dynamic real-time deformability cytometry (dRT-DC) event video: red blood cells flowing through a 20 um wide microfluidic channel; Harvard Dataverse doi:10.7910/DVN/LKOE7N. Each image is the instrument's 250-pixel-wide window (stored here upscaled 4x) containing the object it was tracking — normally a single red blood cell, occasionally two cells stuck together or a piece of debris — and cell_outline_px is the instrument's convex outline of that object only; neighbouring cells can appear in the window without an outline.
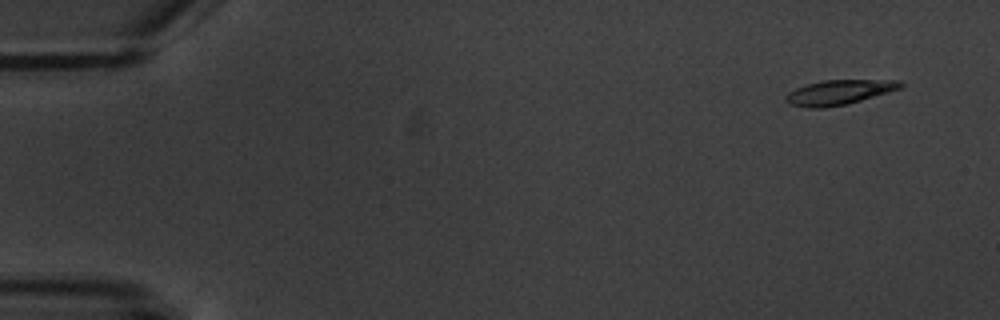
{"species": "common noctule bat (a hibernating species)", "species_latin": "Nyctalus noctula", "temperature_condition": "warm", "stored_images_in_passage": 4, "camera_frame_rate_fps": 3000, "um_per_image_px": 0.085, "animal": {"sex": "male", "body_mass_g": 20.1, "forearm_length_mm": 53.5}, "frame": {"image": 1, "passage_image": 1, "time_ms": 0.0, "image_size_px": [1000, 320], "cell_outline_px": [[904, 84], [900, 88], [888, 92], [848, 104], [820, 108], [808, 108], [788, 104], [784, 100], [784, 96], [788, 92], [796, 88], [808, 84], [824, 80], [900, 80]], "centroid_in_image_um": [71.28, 7.85], "position_along_channel_um": 13.7, "area_um2": 16.53}}
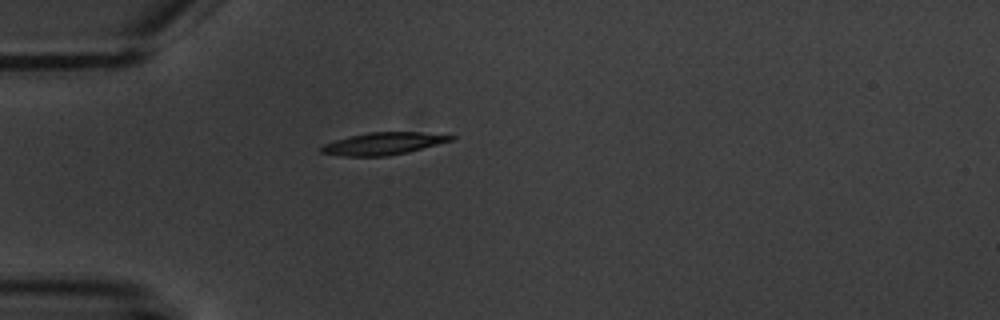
{"frame": {"image": 2, "passage_image": 4, "time_ms": 4.333, "image_size_px": [1000, 320], "cell_outline_px": [[456, 136], [452, 140], [408, 152], [388, 156], [340, 156], [320, 152], [320, 148], [324, 144], [336, 140], [368, 132], [420, 132]], "centroid_in_image_um": [32.56, 12.21], "position_along_channel_um": 52.4, "area_um2": 16.59}}